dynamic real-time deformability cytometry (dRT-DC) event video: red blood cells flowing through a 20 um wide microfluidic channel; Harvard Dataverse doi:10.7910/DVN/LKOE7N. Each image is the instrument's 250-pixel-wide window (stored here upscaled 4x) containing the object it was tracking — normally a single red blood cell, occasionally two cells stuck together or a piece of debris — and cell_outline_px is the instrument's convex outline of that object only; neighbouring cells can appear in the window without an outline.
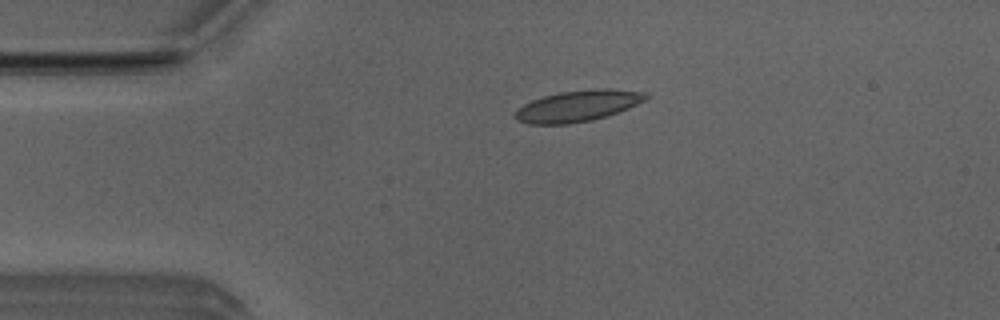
{"species": "Egyptian fruit bat (a non-hibernating species)", "species_latin": "Rousettus aegyptiacus", "temperature_condition": "room temperature", "stored_images_in_passage": 4, "camera_frame_rate_fps": 3000, "um_per_image_px": 0.085, "animal": {"sex": "male"}, "frame": {"image": 1, "passage_image": 4, "time_ms": 1.0, "image_size_px": [1000, 320], "cell_outline_px": [[648, 96], [644, 100], [628, 108], [592, 120], [568, 124], [528, 124], [516, 120], [516, 108], [532, 100], [544, 96], [560, 92], [592, 88], [608, 88], [648, 92]], "centroid_in_image_um": [49.1, 8.99], "position_along_channel_um": 35.9, "area_um2": 23.7}}